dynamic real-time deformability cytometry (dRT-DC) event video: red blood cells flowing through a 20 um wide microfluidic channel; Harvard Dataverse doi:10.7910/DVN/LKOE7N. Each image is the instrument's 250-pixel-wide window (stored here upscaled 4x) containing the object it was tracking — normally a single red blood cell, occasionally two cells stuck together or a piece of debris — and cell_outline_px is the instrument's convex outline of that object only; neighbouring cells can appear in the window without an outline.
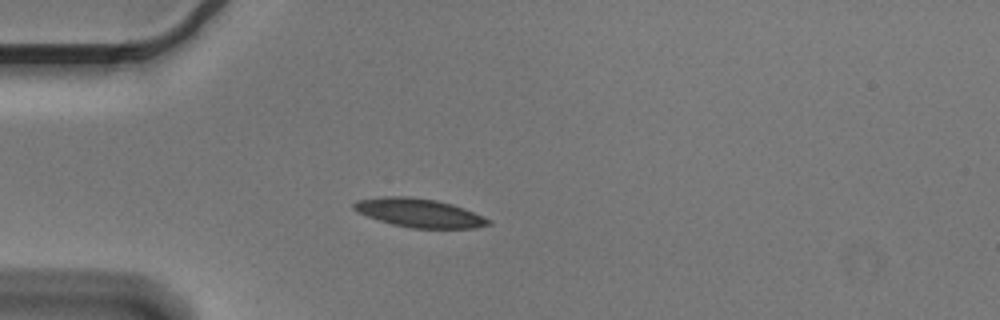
{"species": "Egyptian fruit bat (a non-hibernating species)", "species_latin": "Rousettus aegyptiacus", "temperature_condition": "cold", "stored_images_in_passage": 1, "camera_frame_rate_fps": 3000, "um_per_image_px": 0.085, "animal": {"sex": "male"}, "frame": {"image": 1, "passage_image": 1, "time_ms": 0.0, "image_size_px": [1000, 320], "cell_outline_px": [[492, 224], [476, 228], [412, 228], [392, 224], [356, 212], [352, 208], [352, 204], [356, 200], [380, 196], [408, 196], [436, 200], [452, 204], [464, 208], [484, 216], [492, 220]], "centroid_in_image_um": [35.64, 18.09], "position_along_channel_um": 49.4, "area_um2": 22.66}}